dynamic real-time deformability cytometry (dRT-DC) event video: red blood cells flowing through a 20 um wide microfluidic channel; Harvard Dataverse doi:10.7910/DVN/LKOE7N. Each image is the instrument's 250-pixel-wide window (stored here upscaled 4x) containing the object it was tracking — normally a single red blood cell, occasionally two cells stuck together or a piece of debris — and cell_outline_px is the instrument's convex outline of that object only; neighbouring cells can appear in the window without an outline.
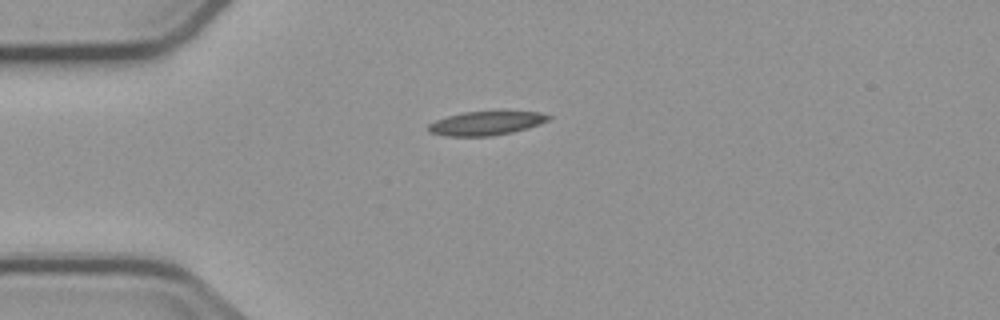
{"species": "common noctule bat (a hibernating species)", "species_latin": "Nyctalus noctula", "temperature_condition": "cold", "stored_images_in_passage": 4, "camera_frame_rate_fps": 3000, "um_per_image_px": 0.085, "animal": {"sex": "male", "body_mass_g": 23.1, "forearm_length_mm": 52.7}, "frame": {"image": 1, "passage_image": 1, "time_ms": 0.0, "image_size_px": [1000, 320], "cell_outline_px": [[552, 116], [548, 120], [540, 124], [528, 128], [512, 132], [492, 136], [448, 136], [432, 132], [428, 128], [428, 124], [436, 120], [448, 116], [464, 112], [536, 112]], "centroid_in_image_um": [41.33, 10.48], "position_along_channel_um": 43.7, "area_um2": 16.36}}
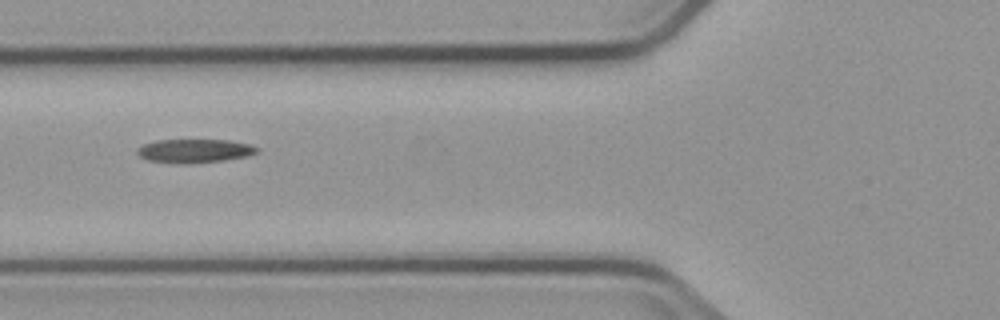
{"frame": {"image": 2, "passage_image": 3, "time_ms": 2.333, "image_size_px": [1000, 320], "cell_outline_px": [[260, 152], [248, 156], [224, 160], [184, 164], [176, 164], [148, 160], [140, 156], [136, 152], [136, 148], [144, 144], [156, 140], [228, 140], [252, 144], [260, 148]], "centroid_in_image_um": [16.57, 12.82], "position_along_channel_um": 109.2, "area_um2": 16.76}}
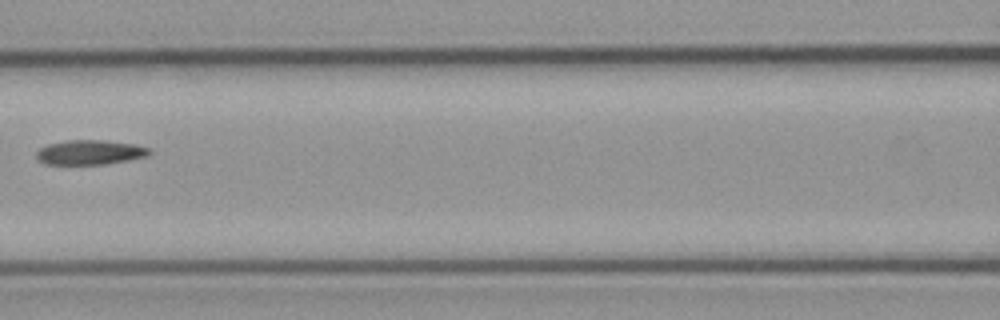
{"frame": {"image": 3, "passage_image": 4, "time_ms": 3.667, "image_size_px": [1000, 320], "cell_outline_px": [[152, 152], [148, 156], [128, 160], [104, 164], [44, 164], [36, 160], [36, 152], [40, 148], [48, 144], [68, 140], [104, 140], [136, 144], [148, 148]], "centroid_in_image_um": [7.63, 12.95], "position_along_channel_um": 159.0, "area_um2": 16.3}}